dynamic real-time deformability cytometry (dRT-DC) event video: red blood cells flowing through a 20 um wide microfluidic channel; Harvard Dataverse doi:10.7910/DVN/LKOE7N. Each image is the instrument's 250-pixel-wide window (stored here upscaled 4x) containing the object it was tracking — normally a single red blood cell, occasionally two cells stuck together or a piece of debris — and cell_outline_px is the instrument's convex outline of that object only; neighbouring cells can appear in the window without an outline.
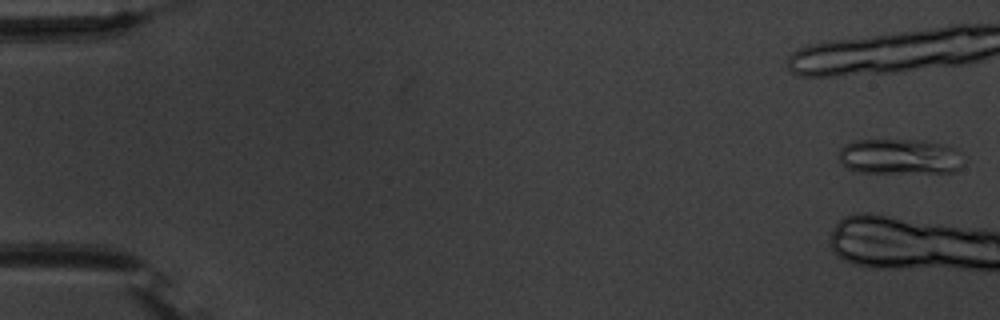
{"species": "common noctule bat (a hibernating species)", "species_latin": "Nyctalus noctula", "temperature_condition": "warm", "stored_images_in_passage": 6, "camera_frame_rate_fps": 3000, "um_per_image_px": 0.085, "animal": {"sex": "male", "body_mass_g": 20.1, "forearm_length_mm": 53.5}, "frame": {"image": 1, "passage_image": 1, "time_ms": 0.0, "image_size_px": [1000, 320], "cell_outline_px": [[964, 164], [956, 172], [856, 172], [840, 164], [836, 156], [840, 148], [844, 144], [852, 140], [928, 140], [948, 144], [956, 148], [960, 152]], "centroid_in_image_um": [76.47, 13.29], "position_along_channel_um": 8.5, "area_um2": 26.47}}